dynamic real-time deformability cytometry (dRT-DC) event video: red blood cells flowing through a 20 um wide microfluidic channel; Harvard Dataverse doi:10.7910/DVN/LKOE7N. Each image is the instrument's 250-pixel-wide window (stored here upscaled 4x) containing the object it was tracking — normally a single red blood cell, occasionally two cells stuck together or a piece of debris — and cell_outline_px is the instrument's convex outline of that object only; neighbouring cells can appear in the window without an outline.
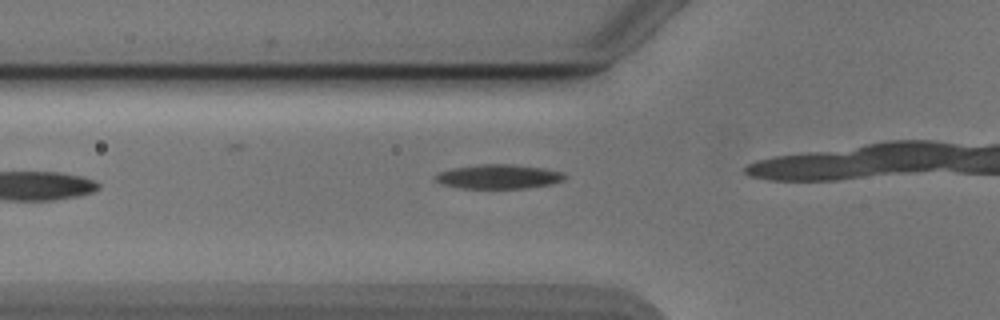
{"species": "Egyptian fruit bat (a non-hibernating species)", "species_latin": "Rousettus aegyptiacus", "temperature_condition": "cold", "stored_images_in_passage": 4, "camera_frame_rate_fps": 3000, "um_per_image_px": 0.085, "animal": {"sex": "male"}, "frame": {"image": 1, "passage_image": 2, "time_ms": 0.333, "image_size_px": [1000, 320], "cell_outline_px": [[568, 176], [564, 180], [552, 184], [524, 188], [460, 188], [444, 184], [436, 180], [436, 176], [440, 172], [452, 168], [480, 164], [512, 164], [540, 168], [560, 172]], "centroid_in_image_um": [42.4, 15.01], "position_along_channel_um": 83.4, "area_um2": 18.03}}